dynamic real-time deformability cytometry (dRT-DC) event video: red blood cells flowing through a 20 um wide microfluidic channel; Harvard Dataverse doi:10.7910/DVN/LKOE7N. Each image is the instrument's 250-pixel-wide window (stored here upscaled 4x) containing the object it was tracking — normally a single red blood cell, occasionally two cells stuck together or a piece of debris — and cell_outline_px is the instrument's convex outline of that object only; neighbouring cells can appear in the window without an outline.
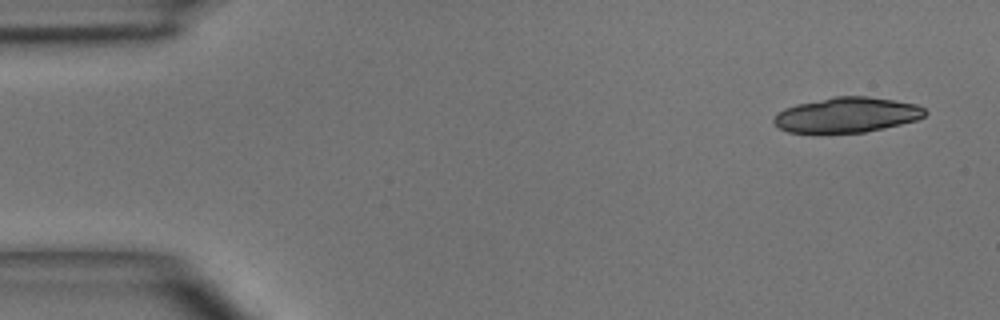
{"species": "common noctule bat (a hibernating species)", "species_latin": "Nyctalus noctula", "temperature_condition": "room temperature", "stored_images_in_passage": 4, "camera_frame_rate_fps": 3000, "um_per_image_px": 0.085, "animal": {"sex": "male", "body_mass_g": 15.6}, "frame": {"image": 1, "passage_image": 1, "time_ms": 0.0, "image_size_px": [1000, 320], "cell_outline_px": [[928, 112], [924, 116], [916, 120], [884, 128], [864, 132], [820, 136], [788, 132], [780, 128], [772, 120], [784, 108], [796, 104], [836, 96], [868, 96], [916, 104], [924, 108]], "centroid_in_image_um": [71.94, 9.81], "position_along_channel_um": 13.1, "area_um2": 31.67}}